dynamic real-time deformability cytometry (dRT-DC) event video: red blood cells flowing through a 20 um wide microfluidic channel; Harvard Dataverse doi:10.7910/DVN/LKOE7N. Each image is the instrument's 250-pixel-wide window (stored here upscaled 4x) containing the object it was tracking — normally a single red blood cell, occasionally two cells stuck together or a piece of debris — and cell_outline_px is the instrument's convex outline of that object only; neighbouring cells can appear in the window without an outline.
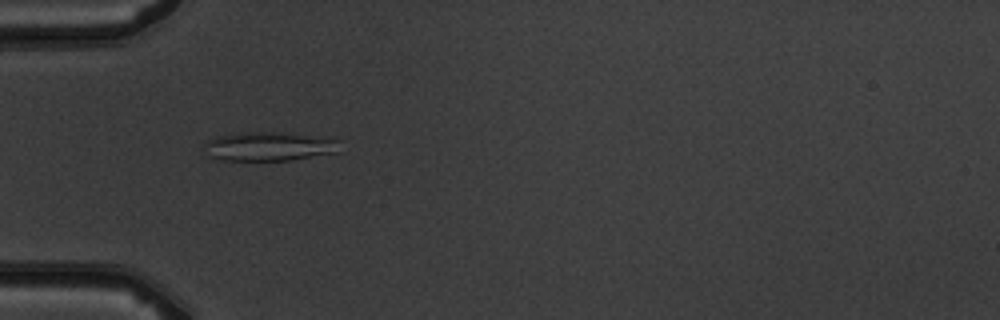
{"species": "common noctule bat (a hibernating species)", "species_latin": "Nyctalus noctula", "temperature_condition": "warm", "stored_images_in_passage": 7, "camera_frame_rate_fps": 3000, "um_per_image_px": 0.085, "animal": {"sex": "male", "body_mass_g": 19.5, "forearm_length_mm": 54.6}, "frame": {"image": 1, "passage_image": 5, "time_ms": 4.667, "image_size_px": [1000, 320], "cell_outline_px": [[340, 152], [292, 160], [224, 160], [208, 156], [204, 144], [208, 140], [216, 136], [244, 132], [272, 132], [336, 136], [340, 140]], "centroid_in_image_um": [23.01, 12.42], "position_along_channel_um": 62.0, "area_um2": 23.47}}
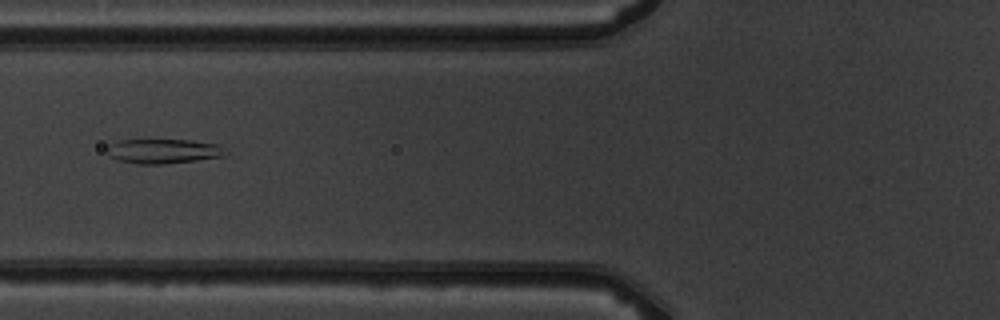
{"frame": {"image": 2, "passage_image": 6, "time_ms": 6.0, "image_size_px": [1000, 320], "cell_outline_px": [[228, 156], [164, 164], [136, 164], [120, 160], [112, 156], [108, 152], [108, 144], [120, 140], [192, 140], [216, 144]], "centroid_in_image_um": [13.88, 12.85], "position_along_channel_um": 111.9, "area_um2": 16.7}}